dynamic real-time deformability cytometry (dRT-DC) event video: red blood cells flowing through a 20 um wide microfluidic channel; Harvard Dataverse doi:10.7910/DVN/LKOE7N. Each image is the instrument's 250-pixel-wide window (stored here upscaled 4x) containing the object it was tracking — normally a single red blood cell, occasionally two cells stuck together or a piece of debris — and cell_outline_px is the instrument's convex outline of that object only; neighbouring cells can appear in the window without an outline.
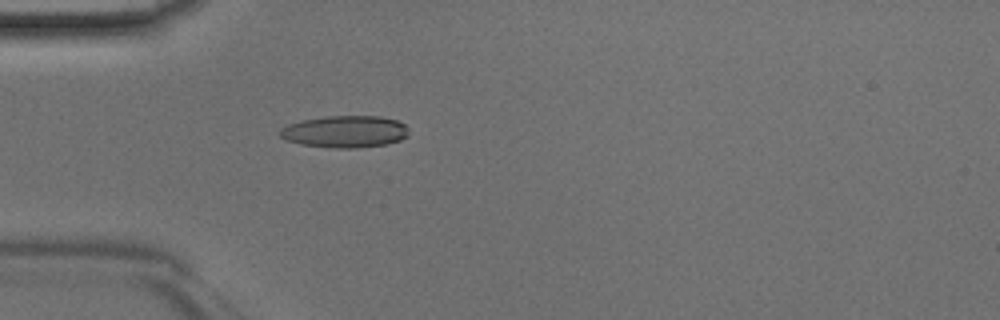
{"species": "Egyptian fruit bat (a non-hibernating species)", "species_latin": "Rousettus aegyptiacus", "temperature_condition": "room temperature", "stored_images_in_passage": 46, "camera_frame_rate_fps": 3000, "um_per_image_px": 0.085, "animal": {"sex": "male"}, "frame": {"image": 1, "passage_image": 14, "time_ms": 4.333, "image_size_px": [1000, 320], "cell_outline_px": [[408, 136], [400, 140], [388, 144], [356, 148], [332, 148], [300, 144], [288, 140], [280, 136], [280, 128], [288, 124], [304, 120], [328, 116], [380, 116], [396, 120], [404, 124], [408, 128]], "centroid_in_image_um": [29.35, 11.19], "position_along_channel_um": 55.6, "area_um2": 23.99}}
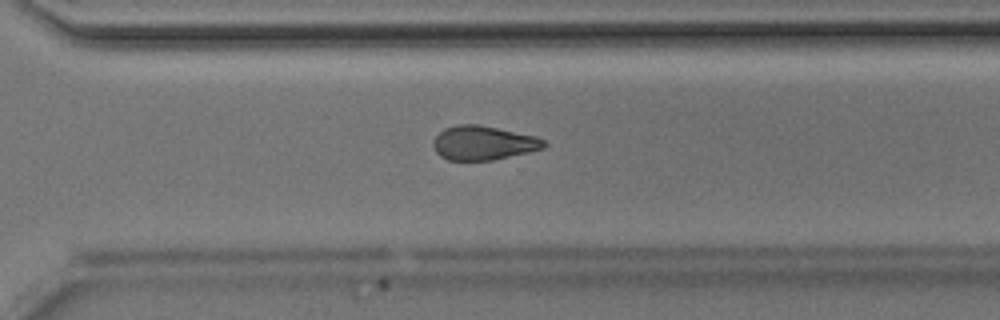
{"frame": {"image": 2, "passage_image": 33, "time_ms": 10.667, "image_size_px": [1000, 320], "cell_outline_px": [[548, 144], [544, 148], [528, 152], [492, 160], [448, 160], [440, 156], [436, 152], [432, 144], [432, 140], [444, 128], [460, 124], [480, 124], [536, 136], [544, 140]], "centroid_in_image_um": [41.07, 12.14], "position_along_channel_um": 329.5, "area_um2": 22.08}}
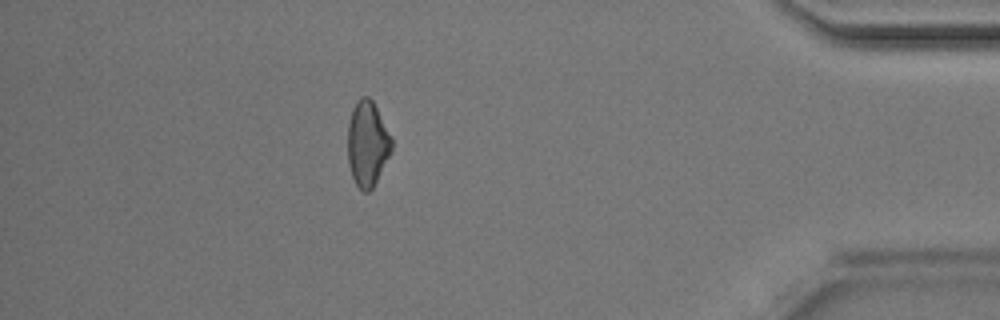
{"frame": {"image": 3, "passage_image": 41, "time_ms": 13.333, "image_size_px": [1000, 320], "cell_outline_px": [[392, 148], [372, 188], [368, 192], [364, 192], [356, 184], [352, 176], [348, 160], [348, 124], [352, 108], [360, 96], [368, 96], [372, 100], [392, 136]], "centroid_in_image_um": [31.22, 12.17], "position_along_channel_um": 404.0, "area_um2": 21.56}}